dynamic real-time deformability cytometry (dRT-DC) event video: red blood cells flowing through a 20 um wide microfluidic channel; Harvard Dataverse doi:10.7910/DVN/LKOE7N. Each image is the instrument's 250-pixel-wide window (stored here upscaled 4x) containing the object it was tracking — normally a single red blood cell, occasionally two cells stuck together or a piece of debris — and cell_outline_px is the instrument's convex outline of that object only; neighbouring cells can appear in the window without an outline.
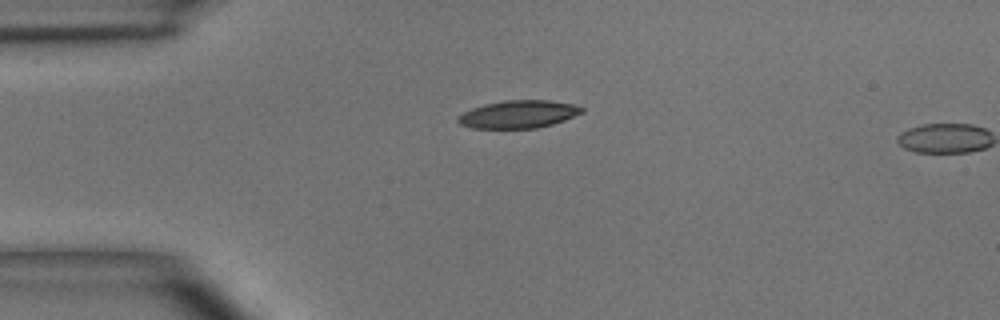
{"species": "common noctule bat (a hibernating species)", "species_latin": "Nyctalus noctula", "temperature_condition": "room temperature", "stored_images_in_passage": 4, "camera_frame_rate_fps": 3000, "um_per_image_px": 0.085, "animal": {"sex": "male", "body_mass_g": 15.6}, "frame": {"image": 1, "passage_image": 4, "time_ms": 4.333, "image_size_px": [1000, 320], "cell_outline_px": [[584, 112], [564, 120], [552, 124], [536, 128], [472, 128], [460, 124], [456, 120], [456, 116], [472, 108], [484, 104], [504, 100], [548, 100], [572, 104], [584, 108]], "centroid_in_image_um": [44.04, 9.71], "position_along_channel_um": 41.0, "area_um2": 20.0}}